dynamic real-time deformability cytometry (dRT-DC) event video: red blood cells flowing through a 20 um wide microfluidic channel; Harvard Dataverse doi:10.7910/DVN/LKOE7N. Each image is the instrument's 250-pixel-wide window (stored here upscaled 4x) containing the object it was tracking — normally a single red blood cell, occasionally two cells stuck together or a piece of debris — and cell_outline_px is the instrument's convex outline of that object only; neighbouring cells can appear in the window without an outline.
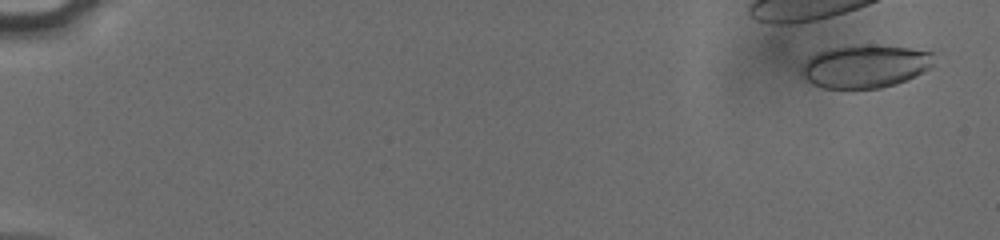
{"species": "human", "species_latin": "Homo sapiens", "temperature_condition": "cold", "stored_images_in_passage": 12, "camera_frame_rate_fps": 3000, "um_per_image_px": 0.085, "donor": {"sex": "male"}, "frame": {"image": 1, "passage_image": 3, "time_ms": 0.667, "image_size_px": [1000, 240], "cell_outline_px": [[932, 64], [924, 72], [916, 76], [896, 84], [880, 88], [824, 88], [812, 84], [804, 80], [800, 72], [800, 68], [816, 52], [828, 48], [864, 44], [872, 44], [908, 48], [932, 52]], "centroid_in_image_um": [73.49, 5.63], "position_along_channel_um": 11.5, "area_um2": 33.29}}